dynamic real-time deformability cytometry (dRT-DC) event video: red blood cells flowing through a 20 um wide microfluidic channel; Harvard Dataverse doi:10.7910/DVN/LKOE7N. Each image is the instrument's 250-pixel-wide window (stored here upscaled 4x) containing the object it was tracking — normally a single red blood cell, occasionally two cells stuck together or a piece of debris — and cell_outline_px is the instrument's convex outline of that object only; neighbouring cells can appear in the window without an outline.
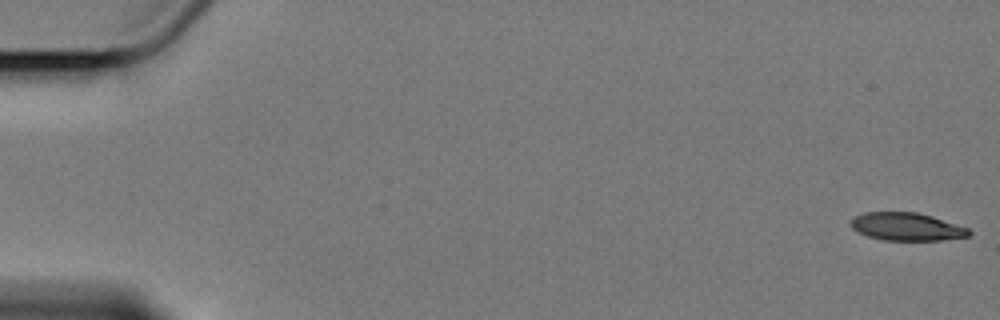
{"species": "Egyptian fruit bat (a non-hibernating species)", "species_latin": "Rousettus aegyptiacus", "temperature_condition": "cold", "stored_images_in_passage": 6, "camera_frame_rate_fps": 3000, "um_per_image_px": 0.085, "animal": {"sex": "female"}, "frame": {"image": 1, "passage_image": 1, "time_ms": 0.0, "image_size_px": [1000, 320], "cell_outline_px": [[972, 232], [968, 236], [940, 240], [884, 240], [868, 236], [852, 228], [848, 224], [848, 220], [852, 216], [864, 212], [916, 212], [932, 216], [968, 228]], "centroid_in_image_um": [77.0, 19.25], "position_along_channel_um": 8.0, "area_um2": 19.25}}
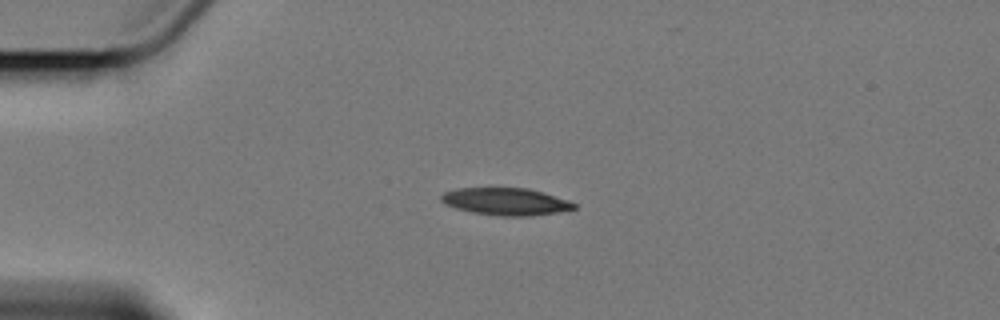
{"frame": {"image": 2, "passage_image": 5, "time_ms": 4.667, "image_size_px": [1000, 320], "cell_outline_px": [[576, 208], [560, 212], [532, 216], [500, 216], [472, 212], [456, 208], [444, 204], [440, 200], [440, 196], [444, 192], [456, 188], [528, 188], [568, 200], [576, 204]], "centroid_in_image_um": [42.97, 17.13], "position_along_channel_um": 42.0, "area_um2": 21.15}}